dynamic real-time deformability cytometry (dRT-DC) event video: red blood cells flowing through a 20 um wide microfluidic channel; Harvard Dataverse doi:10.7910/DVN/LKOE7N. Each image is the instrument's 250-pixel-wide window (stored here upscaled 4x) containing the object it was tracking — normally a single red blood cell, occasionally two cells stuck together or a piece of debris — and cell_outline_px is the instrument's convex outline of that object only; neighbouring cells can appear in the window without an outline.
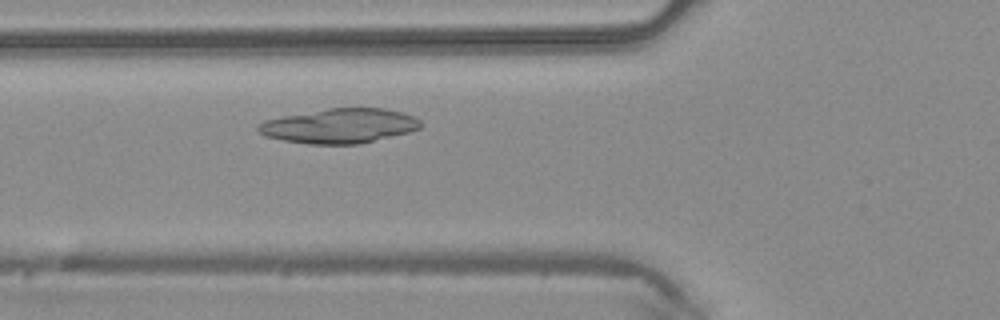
{"species": "common noctule bat (a hibernating species)", "species_latin": "Nyctalus noctula", "temperature_condition": "warm", "stored_images_in_passage": 40, "camera_frame_rate_fps": 3000, "um_per_image_px": 0.085, "animal": {"sex": "male", "body_mass_g": 20.4}, "frame": {"image": 1, "passage_image": 10, "time_ms": 3.0, "image_size_px": [1000, 320], "cell_outline_px": [[420, 128], [408, 132], [360, 144], [308, 144], [284, 140], [264, 136], [256, 128], [264, 120], [284, 116], [328, 108], [388, 108], [404, 112], [420, 120]], "centroid_in_image_um": [28.87, 10.7], "position_along_channel_um": 96.9, "area_um2": 32.66}}
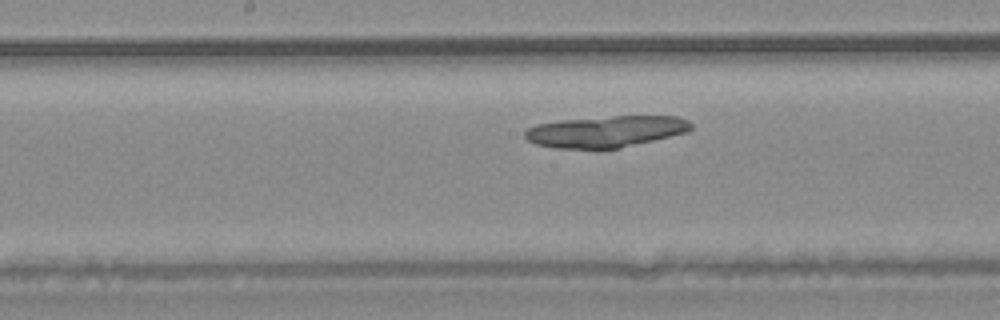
{"frame": {"image": 2, "passage_image": 17, "time_ms": 5.333, "image_size_px": [1000, 320], "cell_outline_px": [[692, 128], [688, 132], [620, 148], [556, 148], [536, 144], [528, 140], [524, 136], [524, 132], [528, 128], [536, 124], [560, 120], [612, 116], [676, 116], [688, 120], [692, 124]], "centroid_in_image_um": [51.51, 11.17], "position_along_channel_um": 196.7, "area_um2": 30.35}}
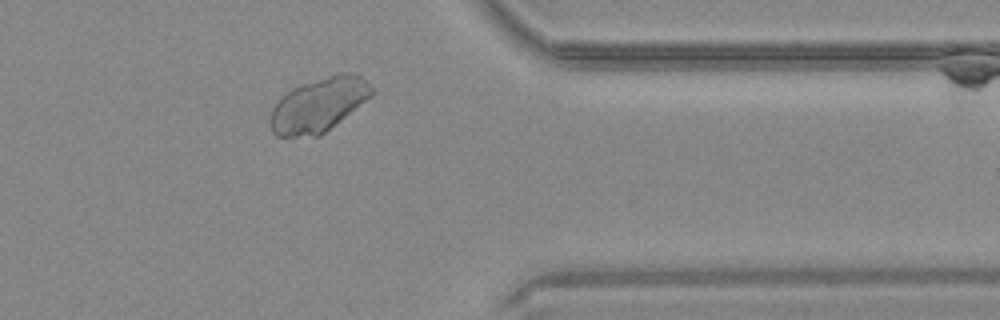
{"frame": {"image": 3, "passage_image": 31, "time_ms": 10.0, "image_size_px": [1000, 320], "cell_outline_px": [[376, 92], [372, 96], [320, 136], [276, 136], [272, 132], [268, 120], [272, 108], [280, 96], [292, 88], [300, 84], [340, 72], [356, 72], [376, 88]], "centroid_in_image_um": [27.1, 8.88], "position_along_channel_um": 384.3, "area_um2": 32.48}}